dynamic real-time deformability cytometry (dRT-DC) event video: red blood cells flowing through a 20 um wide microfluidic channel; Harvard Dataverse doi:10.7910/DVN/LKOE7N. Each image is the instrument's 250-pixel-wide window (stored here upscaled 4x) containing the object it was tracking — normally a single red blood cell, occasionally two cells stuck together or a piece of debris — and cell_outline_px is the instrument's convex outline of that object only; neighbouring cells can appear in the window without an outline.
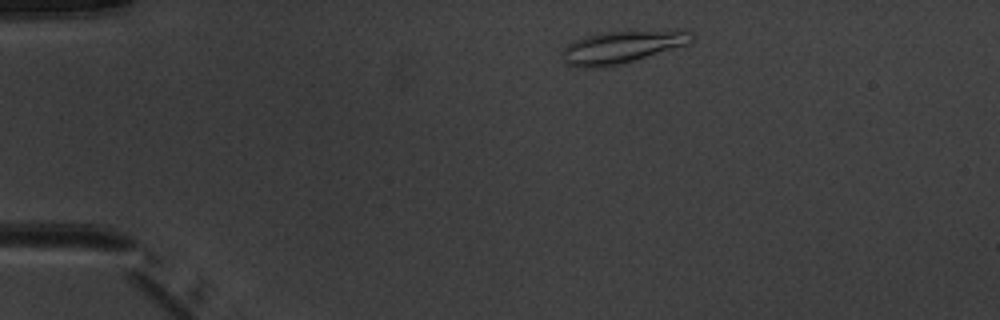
{"species": "common noctule bat (a hibernating species)", "species_latin": "Nyctalus noctula", "temperature_condition": "warm", "stored_images_in_passage": 3, "camera_frame_rate_fps": 3000, "um_per_image_px": 0.085, "animal": {"sex": "male", "body_mass_g": 20.1, "forearm_length_mm": 53.5}, "frame": {"image": 1, "passage_image": 2, "time_ms": 1.0, "image_size_px": [1000, 320], "cell_outline_px": [[692, 44], [620, 64], [604, 68], [584, 68], [564, 64], [560, 52], [572, 40], [600, 32], [628, 28], [692, 32]], "centroid_in_image_um": [52.83, 3.97], "position_along_channel_um": 32.2, "area_um2": 25.55}}